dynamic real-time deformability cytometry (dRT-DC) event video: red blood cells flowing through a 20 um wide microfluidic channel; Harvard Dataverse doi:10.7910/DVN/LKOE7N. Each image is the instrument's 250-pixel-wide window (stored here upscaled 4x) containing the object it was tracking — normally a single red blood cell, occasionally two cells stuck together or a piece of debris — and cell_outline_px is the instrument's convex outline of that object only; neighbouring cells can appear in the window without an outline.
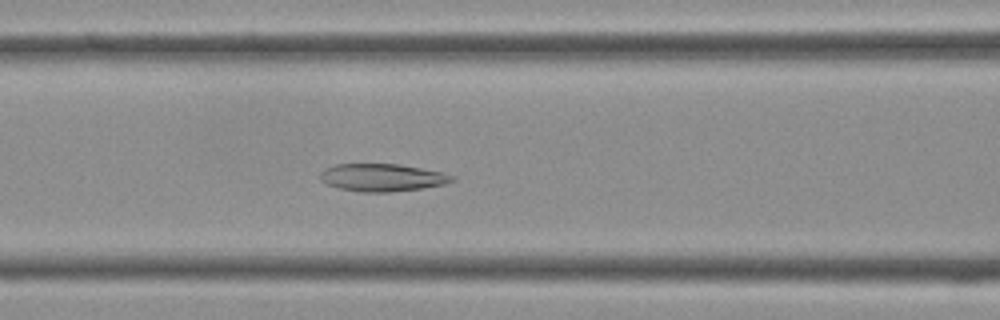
{"species": "Egyptian fruit bat (a non-hibernating species)", "species_latin": "Rousettus aegyptiacus", "temperature_condition": "cold", "stored_images_in_passage": 38, "camera_frame_rate_fps": 3000, "um_per_image_px": 0.085, "frame": {"image": 1, "passage_image": 14, "time_ms": 4.333, "image_size_px": [1000, 320], "cell_outline_px": [[456, 180], [444, 184], [420, 188], [388, 192], [360, 192], [340, 188], [328, 184], [320, 180], [320, 172], [324, 168], [336, 164], [400, 164], [444, 172], [456, 176]], "centroid_in_image_um": [32.51, 15.08], "position_along_channel_um": 134.1, "area_um2": 21.27}}
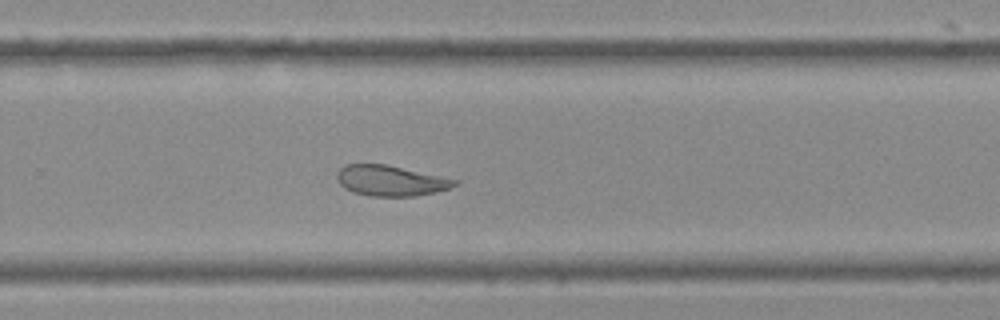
{"frame": {"image": 2, "passage_image": 24, "time_ms": 7.667, "image_size_px": [1000, 320], "cell_outline_px": [[460, 180], [452, 188], [436, 192], [412, 196], [368, 196], [352, 192], [344, 188], [336, 180], [336, 172], [344, 164], [384, 164]], "centroid_in_image_um": [33.17, 15.36], "position_along_channel_um": 296.6, "area_um2": 21.04}}
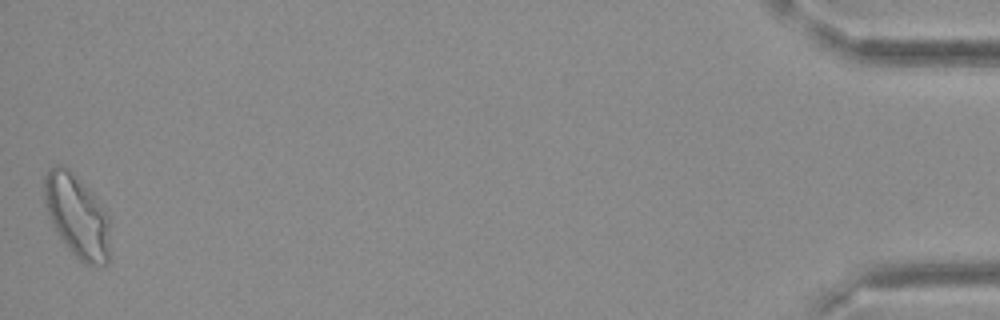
{"frame": {"image": 3, "passage_image": 38, "time_ms": 12.333, "image_size_px": [1000, 320], "cell_outline_px": [[108, 264], [84, 264], [60, 240], [52, 224], [44, 204], [44, 176], [56, 164], [64, 164], [92, 192], [108, 216]], "centroid_in_image_um": [6.51, 18.34], "position_along_channel_um": 428.7, "area_um2": 31.44}}